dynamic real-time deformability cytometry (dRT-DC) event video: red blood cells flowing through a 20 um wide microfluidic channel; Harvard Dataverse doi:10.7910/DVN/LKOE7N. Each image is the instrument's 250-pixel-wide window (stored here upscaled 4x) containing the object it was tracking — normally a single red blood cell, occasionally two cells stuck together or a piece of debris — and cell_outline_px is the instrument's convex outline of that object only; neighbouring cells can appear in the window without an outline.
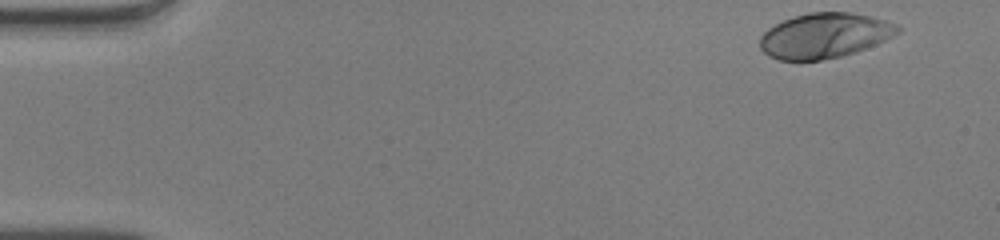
{"species": "human", "species_latin": "Homo sapiens", "temperature_condition": "warm", "stored_images_in_passage": 48, "camera_frame_rate_fps": 3000, "um_per_image_px": 0.085, "donor": {"sex": "male"}, "frame": {"image": 1, "passage_image": 1, "time_ms": 0.0, "image_size_px": [1000, 240], "cell_outline_px": [[900, 32], [884, 40], [864, 48], [840, 56], [820, 60], [780, 60], [768, 56], [760, 48], [760, 36], [768, 28], [792, 16], [808, 12], [852, 12], [900, 24]], "centroid_in_image_um": [70.06, 3.01], "position_along_channel_um": 14.9, "area_um2": 35.95}}
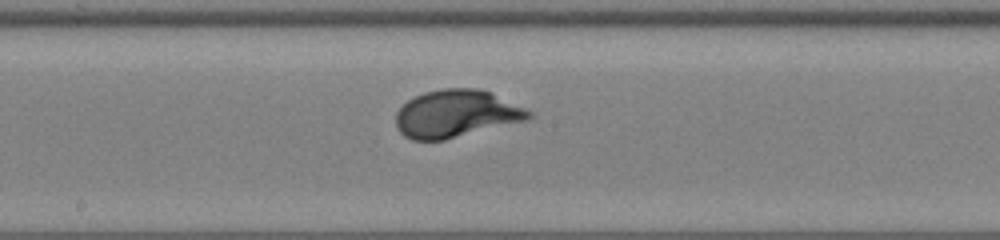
{"frame": {"image": 2, "passage_image": 25, "time_ms": 8.0, "image_size_px": [1000, 240], "cell_outline_px": [[532, 116], [528, 120], [444, 140], [412, 140], [404, 136], [396, 128], [396, 112], [408, 100], [424, 92], [444, 88], [476, 88], [488, 92], [528, 108], [532, 112]], "centroid_in_image_um": [38.78, 9.68], "position_along_channel_um": 209.4, "area_um2": 36.76}}
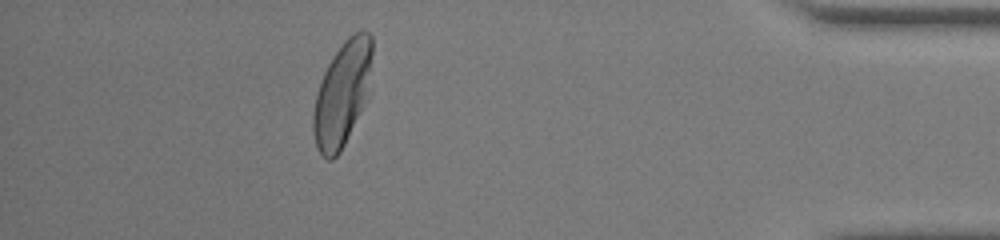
{"frame": {"image": 3, "passage_image": 43, "time_ms": 14.0, "image_size_px": [1000, 240], "cell_outline_px": [[372, 52], [360, 108], [344, 144], [340, 152], [332, 160], [328, 160], [316, 148], [312, 128], [312, 112], [316, 92], [324, 72], [332, 56], [344, 40], [348, 36], [360, 28], [364, 28], [372, 36]], "centroid_in_image_um": [29.0, 7.93], "position_along_channel_um": 406.2, "area_um2": 34.68}, "authors_computed_cell_mechanics": {"area_um2": 36.0961, "velocity_mm_per_s": 4.0486, "shape_relaxation_time_tau1_ms": 2.2784, "shape_relaxation_time_tau2_ms": null, "deformation_change_tau1": 0.2102, "deformation_change_tau2": null}}